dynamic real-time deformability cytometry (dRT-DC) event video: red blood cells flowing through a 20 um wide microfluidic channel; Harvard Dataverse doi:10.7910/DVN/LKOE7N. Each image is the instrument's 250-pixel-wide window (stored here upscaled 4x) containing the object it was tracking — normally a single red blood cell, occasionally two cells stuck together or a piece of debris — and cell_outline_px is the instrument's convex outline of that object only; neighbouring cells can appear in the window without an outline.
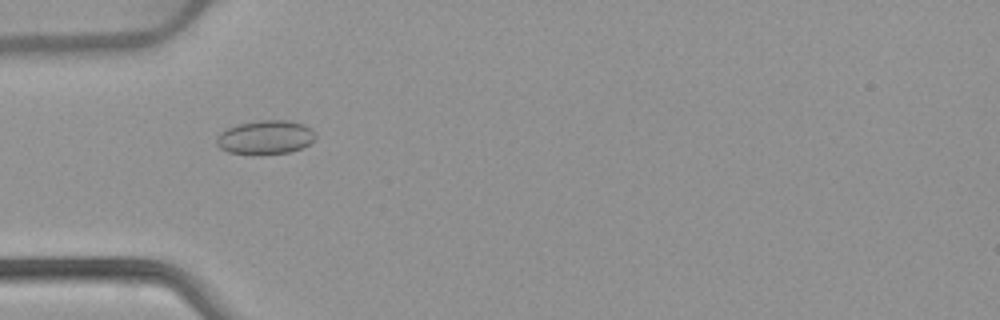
{"species": "common noctule bat (a hibernating species)", "species_latin": "Nyctalus noctula", "temperature_condition": "warm", "stored_images_in_passage": 53, "camera_frame_rate_fps": 3000, "um_per_image_px": 0.085, "animal": {"sex": "female", "body_mass_g": 22.7, "forearm_length_mm": 54.2}, "frame": {"image": 1, "passage_image": 17, "time_ms": 5.333, "image_size_px": [1000, 320], "cell_outline_px": [[316, 140], [300, 148], [288, 152], [256, 156], [228, 152], [220, 148], [216, 144], [216, 136], [220, 132], [228, 128], [240, 124], [260, 120], [288, 120], [304, 124], [312, 128], [316, 132]], "centroid_in_image_um": [22.57, 11.69], "position_along_channel_um": 62.4, "area_um2": 19.94}}
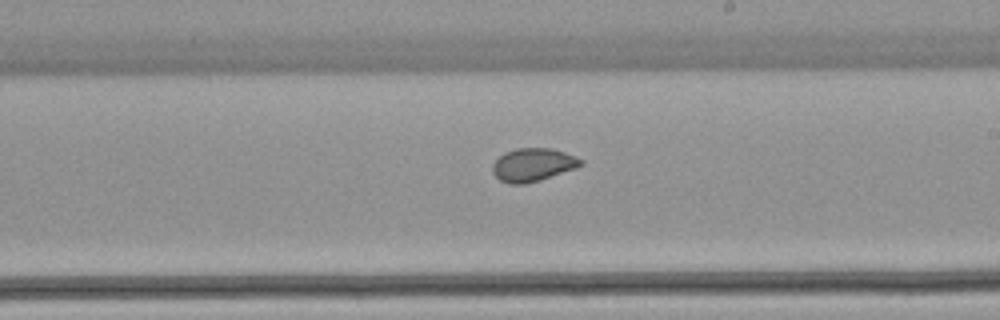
{"frame": {"image": 2, "passage_image": 31, "time_ms": 10.0, "image_size_px": [1000, 320], "cell_outline_px": [[584, 164], [576, 168], [540, 180], [524, 184], [508, 184], [500, 180], [492, 172], [492, 164], [504, 152], [516, 148], [552, 148], [576, 156], [584, 160]], "centroid_in_image_um": [45.31, 14.0], "position_along_channel_um": 243.7, "area_um2": 17.17}}
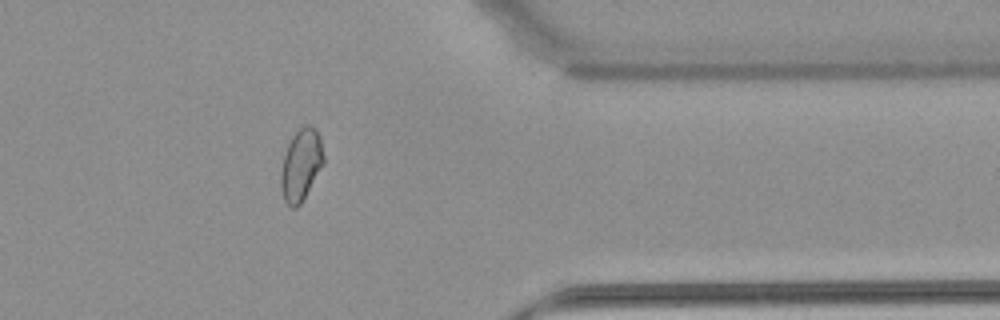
{"frame": {"image": 3, "passage_image": 43, "time_ms": 14.0, "image_size_px": [1000, 320], "cell_outline_px": [[324, 164], [300, 204], [296, 208], [292, 208], [284, 200], [280, 184], [280, 172], [284, 156], [288, 144], [292, 136], [304, 124], [308, 124], [316, 128], [320, 136], [324, 156]], "centroid_in_image_um": [25.59, 13.99], "position_along_channel_um": 385.8, "area_um2": 17.92}, "authors_computed_cell_mechanics": {"area_um2": 18.496, "velocity_mm_per_s": 3.9197, "shape_relaxation_time_tau1_ms": null, "shape_relaxation_time_tau2_ms": 0.9297, "deformation_change_tau1": null, "deformation_change_tau2": 0.0454}}